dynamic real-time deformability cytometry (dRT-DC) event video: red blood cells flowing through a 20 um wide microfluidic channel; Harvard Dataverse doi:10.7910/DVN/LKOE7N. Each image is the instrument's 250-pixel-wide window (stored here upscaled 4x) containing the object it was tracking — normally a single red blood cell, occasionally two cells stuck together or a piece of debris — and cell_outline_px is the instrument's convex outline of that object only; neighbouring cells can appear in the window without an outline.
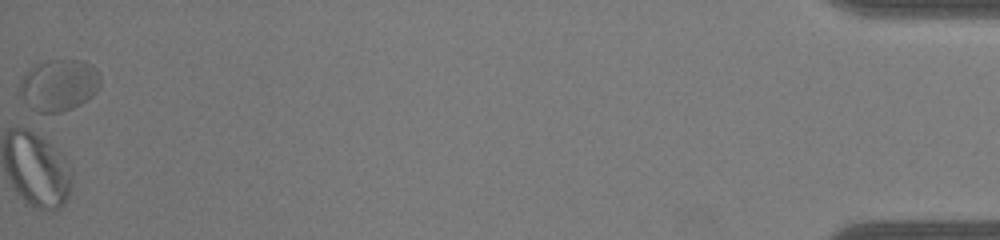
{"species": "common noctule bat (a hibernating species)", "species_latin": "Nyctalus noctula", "temperature_condition": "warm", "stored_images_in_passage": 32, "camera_frame_rate_fps": 3000, "um_per_image_px": 0.085, "animal": {"sex": "male", "body_mass_g": 19.0, "forearm_length_mm": 50.8}, "frame": {"image": 1, "passage_image": 32, "time_ms": 10.333, "image_size_px": [1000, 240], "cell_outline_px": [[100, 88], [88, 100], [72, 108], [60, 112], [36, 112], [20, 96], [20, 80], [24, 72], [36, 64], [48, 60], [84, 60], [92, 64], [100, 72]], "centroid_in_image_um": [5.03, 7.21], "position_along_channel_um": 430.2, "area_um2": 24.57}}